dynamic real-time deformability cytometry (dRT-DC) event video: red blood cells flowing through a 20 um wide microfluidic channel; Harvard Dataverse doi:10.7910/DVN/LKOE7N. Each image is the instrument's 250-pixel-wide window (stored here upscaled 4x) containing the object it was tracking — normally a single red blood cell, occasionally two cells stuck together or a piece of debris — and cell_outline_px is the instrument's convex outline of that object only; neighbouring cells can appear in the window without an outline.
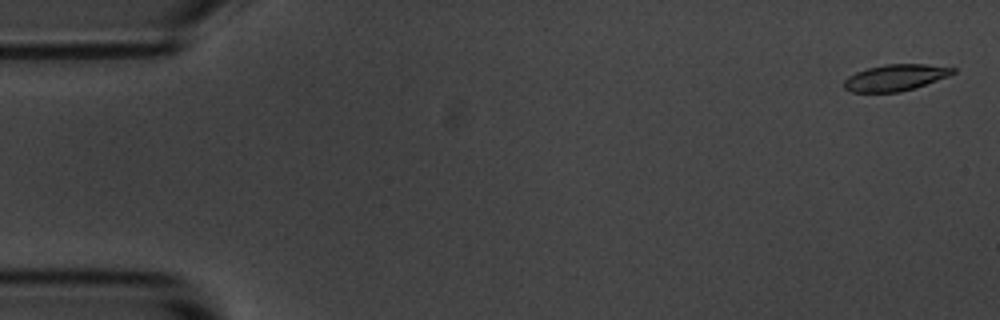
{"species": "common noctule bat (a hibernating species)", "species_latin": "Nyctalus noctula", "temperature_condition": "room temperature", "stored_images_in_passage": 5, "camera_frame_rate_fps": 3000, "um_per_image_px": 0.085, "animal": {"sex": "male", "body_mass_g": 20.1, "forearm_length_mm": 53.5}, "frame": {"image": 1, "passage_image": 1, "time_ms": 0.0, "image_size_px": [1000, 320], "cell_outline_px": [[956, 72], [948, 76], [916, 88], [900, 92], [852, 92], [844, 88], [844, 80], [848, 76], [856, 72], [868, 68], [884, 64], [924, 64], [956, 68]], "centroid_in_image_um": [76.11, 6.6], "position_along_channel_um": 8.9, "area_um2": 16.76}}
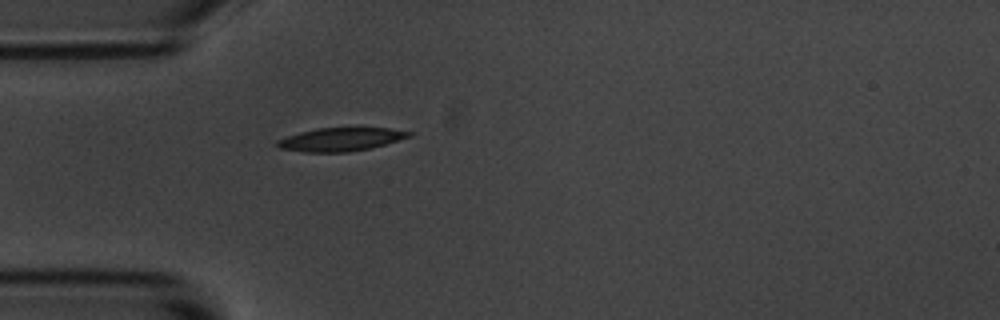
{"frame": {"image": 2, "passage_image": 5, "time_ms": 4.667, "image_size_px": [1000, 320], "cell_outline_px": [[412, 136], [372, 148], [348, 152], [304, 152], [280, 148], [276, 144], [276, 140], [300, 132], [316, 128], [388, 128], [412, 132]], "centroid_in_image_um": [28.97, 11.85], "position_along_channel_um": 56.0, "area_um2": 17.86}}